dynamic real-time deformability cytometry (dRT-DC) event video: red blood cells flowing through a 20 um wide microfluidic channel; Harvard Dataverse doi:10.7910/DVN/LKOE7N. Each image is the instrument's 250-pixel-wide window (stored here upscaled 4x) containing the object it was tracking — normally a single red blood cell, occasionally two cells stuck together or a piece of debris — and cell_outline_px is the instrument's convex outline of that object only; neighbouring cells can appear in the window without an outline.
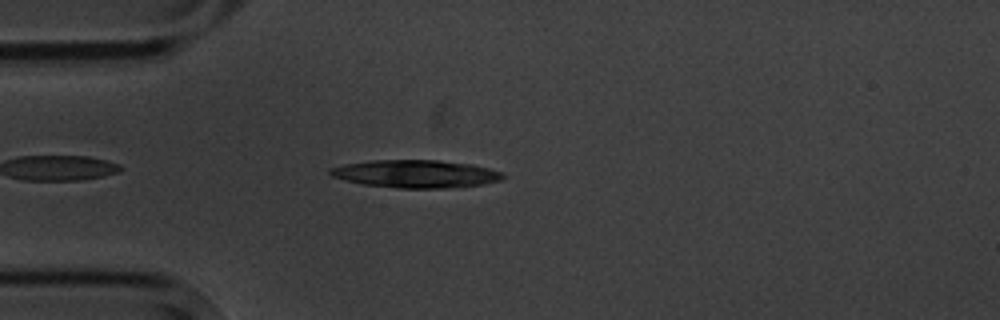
{"species": "common noctule bat (a hibernating species)", "species_latin": "Nyctalus noctula", "temperature_condition": "cold", "stored_images_in_passage": 4, "camera_frame_rate_fps": 3000, "um_per_image_px": 0.085, "animal": {"sex": "male", "body_mass_g": 20.1, "forearm_length_mm": 53.5}, "frame": {"image": 1, "passage_image": 4, "time_ms": 4.333, "image_size_px": [1000, 320], "cell_outline_px": [[504, 176], [500, 180], [484, 184], [444, 188], [396, 188], [360, 184], [344, 180], [332, 176], [328, 172], [328, 168], [344, 164], [372, 160], [436, 160], [472, 164], [504, 172]], "centroid_in_image_um": [35.3, 14.77], "position_along_channel_um": 49.7, "area_um2": 28.09}}